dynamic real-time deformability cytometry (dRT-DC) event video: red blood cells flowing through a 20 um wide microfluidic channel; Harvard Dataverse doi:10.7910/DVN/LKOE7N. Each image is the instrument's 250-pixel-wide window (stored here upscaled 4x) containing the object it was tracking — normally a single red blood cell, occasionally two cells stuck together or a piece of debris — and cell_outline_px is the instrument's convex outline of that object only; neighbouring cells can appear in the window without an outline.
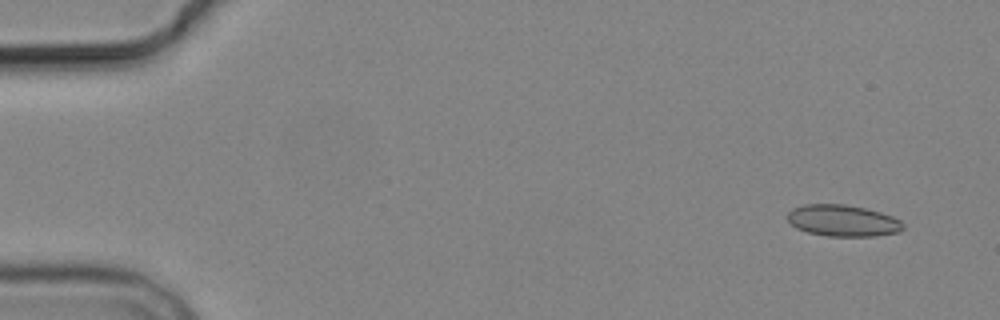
{"species": "common noctule bat (a hibernating species)", "species_latin": "Nyctalus noctula", "temperature_condition": "cold", "stored_images_in_passage": 5, "camera_frame_rate_fps": 3000, "um_per_image_px": 0.085, "animal": {"sex": "male", "body_mass_g": 19.2, "forearm_length_mm": 51.8}, "frame": {"image": 1, "passage_image": 2, "time_ms": 1.0, "image_size_px": [1000, 320], "cell_outline_px": [[904, 228], [900, 232], [876, 236], [828, 236], [808, 232], [796, 228], [788, 220], [788, 212], [792, 208], [804, 204], [844, 204], [864, 208], [880, 212], [892, 216], [900, 220], [904, 224]], "centroid_in_image_um": [71.65, 18.75], "position_along_channel_um": 13.3, "area_um2": 21.27}}